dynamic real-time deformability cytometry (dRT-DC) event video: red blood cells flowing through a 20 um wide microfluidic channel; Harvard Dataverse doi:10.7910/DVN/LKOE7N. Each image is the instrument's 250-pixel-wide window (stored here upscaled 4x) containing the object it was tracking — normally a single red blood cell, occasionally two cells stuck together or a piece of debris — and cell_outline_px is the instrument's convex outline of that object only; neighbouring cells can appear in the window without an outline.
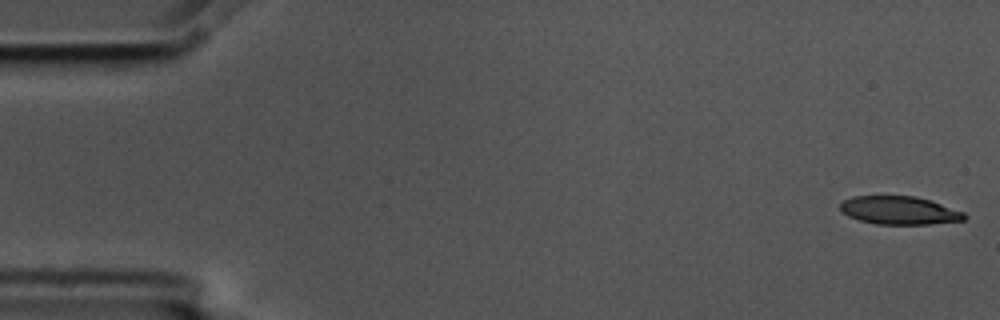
{"species": "common noctule bat (a hibernating species)", "species_latin": "Nyctalus noctula", "temperature_condition": "cold", "stored_images_in_passage": 5, "camera_frame_rate_fps": 3000, "um_per_image_px": 0.085, "animal": {"sex": "male", "body_mass_g": 17.5, "forearm_length_mm": 52.3}, "frame": {"image": 1, "passage_image": 1, "time_ms": 0.0, "image_size_px": [1000, 320], "cell_outline_px": [[968, 216], [964, 220], [928, 224], [876, 224], [860, 220], [848, 216], [840, 212], [840, 204], [844, 200], [852, 196], [916, 196], [964, 212]], "centroid_in_image_um": [76.41, 17.88], "position_along_channel_um": 8.6, "area_um2": 20.29}}
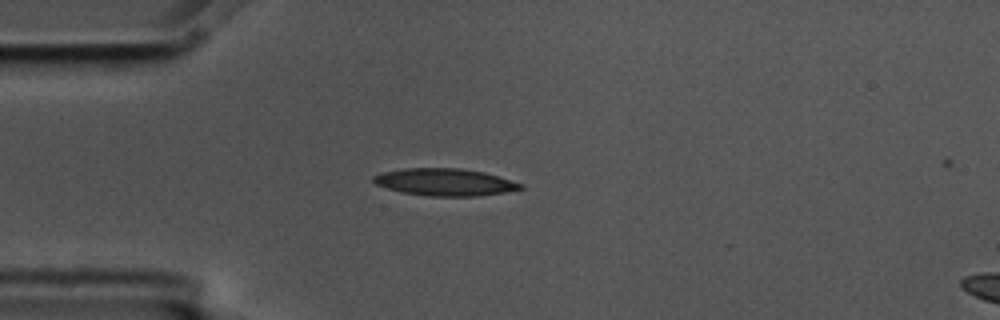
{"frame": {"image": 2, "passage_image": 4, "time_ms": 1.0, "image_size_px": [1000, 320], "cell_outline_px": [[524, 188], [504, 192], [480, 196], [428, 196], [400, 192], [376, 184], [372, 180], [372, 176], [380, 172], [404, 168], [460, 168], [484, 172], [524, 184]], "centroid_in_image_um": [37.79, 15.48], "position_along_channel_um": 47.2, "area_um2": 23.41}}